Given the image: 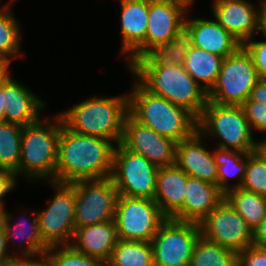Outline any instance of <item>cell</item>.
Returning <instances> with one entry per match:
<instances>
[{
  "instance_id": "obj_26",
  "label": "cell",
  "mask_w": 266,
  "mask_h": 266,
  "mask_svg": "<svg viewBox=\"0 0 266 266\" xmlns=\"http://www.w3.org/2000/svg\"><path fill=\"white\" fill-rule=\"evenodd\" d=\"M223 57L191 45L184 61V69L209 92L215 85L221 70Z\"/></svg>"
},
{
  "instance_id": "obj_3",
  "label": "cell",
  "mask_w": 266,
  "mask_h": 266,
  "mask_svg": "<svg viewBox=\"0 0 266 266\" xmlns=\"http://www.w3.org/2000/svg\"><path fill=\"white\" fill-rule=\"evenodd\" d=\"M129 114L128 95L88 98L59 113L63 125L80 134L100 137L117 145Z\"/></svg>"
},
{
  "instance_id": "obj_41",
  "label": "cell",
  "mask_w": 266,
  "mask_h": 266,
  "mask_svg": "<svg viewBox=\"0 0 266 266\" xmlns=\"http://www.w3.org/2000/svg\"><path fill=\"white\" fill-rule=\"evenodd\" d=\"M253 241L258 247L266 248V216L253 230Z\"/></svg>"
},
{
  "instance_id": "obj_5",
  "label": "cell",
  "mask_w": 266,
  "mask_h": 266,
  "mask_svg": "<svg viewBox=\"0 0 266 266\" xmlns=\"http://www.w3.org/2000/svg\"><path fill=\"white\" fill-rule=\"evenodd\" d=\"M23 126L18 176L27 180L56 181L58 140L63 122L59 114ZM53 122V123H52Z\"/></svg>"
},
{
  "instance_id": "obj_32",
  "label": "cell",
  "mask_w": 266,
  "mask_h": 266,
  "mask_svg": "<svg viewBox=\"0 0 266 266\" xmlns=\"http://www.w3.org/2000/svg\"><path fill=\"white\" fill-rule=\"evenodd\" d=\"M23 126L10 122L0 123V166L18 177Z\"/></svg>"
},
{
  "instance_id": "obj_40",
  "label": "cell",
  "mask_w": 266,
  "mask_h": 266,
  "mask_svg": "<svg viewBox=\"0 0 266 266\" xmlns=\"http://www.w3.org/2000/svg\"><path fill=\"white\" fill-rule=\"evenodd\" d=\"M246 101H256L266 104V79H259Z\"/></svg>"
},
{
  "instance_id": "obj_9",
  "label": "cell",
  "mask_w": 266,
  "mask_h": 266,
  "mask_svg": "<svg viewBox=\"0 0 266 266\" xmlns=\"http://www.w3.org/2000/svg\"><path fill=\"white\" fill-rule=\"evenodd\" d=\"M166 219L153 199L118 196L114 219L118 239L151 242Z\"/></svg>"
},
{
  "instance_id": "obj_28",
  "label": "cell",
  "mask_w": 266,
  "mask_h": 266,
  "mask_svg": "<svg viewBox=\"0 0 266 266\" xmlns=\"http://www.w3.org/2000/svg\"><path fill=\"white\" fill-rule=\"evenodd\" d=\"M215 149V151L213 150V154L218 167V187L224 193L234 188H240L246 174L247 155L249 153L218 147ZM230 178H236V183H228Z\"/></svg>"
},
{
  "instance_id": "obj_50",
  "label": "cell",
  "mask_w": 266,
  "mask_h": 266,
  "mask_svg": "<svg viewBox=\"0 0 266 266\" xmlns=\"http://www.w3.org/2000/svg\"><path fill=\"white\" fill-rule=\"evenodd\" d=\"M187 1L193 5L195 0H187Z\"/></svg>"
},
{
  "instance_id": "obj_27",
  "label": "cell",
  "mask_w": 266,
  "mask_h": 266,
  "mask_svg": "<svg viewBox=\"0 0 266 266\" xmlns=\"http://www.w3.org/2000/svg\"><path fill=\"white\" fill-rule=\"evenodd\" d=\"M224 200L254 230L266 216V197L240 188L224 193Z\"/></svg>"
},
{
  "instance_id": "obj_19",
  "label": "cell",
  "mask_w": 266,
  "mask_h": 266,
  "mask_svg": "<svg viewBox=\"0 0 266 266\" xmlns=\"http://www.w3.org/2000/svg\"><path fill=\"white\" fill-rule=\"evenodd\" d=\"M205 138L198 131L189 139L177 142L175 164L188 176L218 186V167L213 151L202 143Z\"/></svg>"
},
{
  "instance_id": "obj_6",
  "label": "cell",
  "mask_w": 266,
  "mask_h": 266,
  "mask_svg": "<svg viewBox=\"0 0 266 266\" xmlns=\"http://www.w3.org/2000/svg\"><path fill=\"white\" fill-rule=\"evenodd\" d=\"M198 132L205 138L218 137V148L242 153L254 151L256 141L253 131L239 105H221L208 101L198 118Z\"/></svg>"
},
{
  "instance_id": "obj_23",
  "label": "cell",
  "mask_w": 266,
  "mask_h": 266,
  "mask_svg": "<svg viewBox=\"0 0 266 266\" xmlns=\"http://www.w3.org/2000/svg\"><path fill=\"white\" fill-rule=\"evenodd\" d=\"M188 175L176 164L159 167L155 202L166 218H173L183 207Z\"/></svg>"
},
{
  "instance_id": "obj_30",
  "label": "cell",
  "mask_w": 266,
  "mask_h": 266,
  "mask_svg": "<svg viewBox=\"0 0 266 266\" xmlns=\"http://www.w3.org/2000/svg\"><path fill=\"white\" fill-rule=\"evenodd\" d=\"M189 266H238V253L200 236Z\"/></svg>"
},
{
  "instance_id": "obj_46",
  "label": "cell",
  "mask_w": 266,
  "mask_h": 266,
  "mask_svg": "<svg viewBox=\"0 0 266 266\" xmlns=\"http://www.w3.org/2000/svg\"><path fill=\"white\" fill-rule=\"evenodd\" d=\"M6 206H0V232L5 230L7 211Z\"/></svg>"
},
{
  "instance_id": "obj_39",
  "label": "cell",
  "mask_w": 266,
  "mask_h": 266,
  "mask_svg": "<svg viewBox=\"0 0 266 266\" xmlns=\"http://www.w3.org/2000/svg\"><path fill=\"white\" fill-rule=\"evenodd\" d=\"M17 184L16 174L7 169L0 170V206H5L2 200Z\"/></svg>"
},
{
  "instance_id": "obj_7",
  "label": "cell",
  "mask_w": 266,
  "mask_h": 266,
  "mask_svg": "<svg viewBox=\"0 0 266 266\" xmlns=\"http://www.w3.org/2000/svg\"><path fill=\"white\" fill-rule=\"evenodd\" d=\"M259 79L250 53L241 45L232 55L223 59L217 81L208 92V101L241 106Z\"/></svg>"
},
{
  "instance_id": "obj_4",
  "label": "cell",
  "mask_w": 266,
  "mask_h": 266,
  "mask_svg": "<svg viewBox=\"0 0 266 266\" xmlns=\"http://www.w3.org/2000/svg\"><path fill=\"white\" fill-rule=\"evenodd\" d=\"M130 73L146 90L184 107L197 118L208 102L205 91L184 69L175 66H129Z\"/></svg>"
},
{
  "instance_id": "obj_49",
  "label": "cell",
  "mask_w": 266,
  "mask_h": 266,
  "mask_svg": "<svg viewBox=\"0 0 266 266\" xmlns=\"http://www.w3.org/2000/svg\"><path fill=\"white\" fill-rule=\"evenodd\" d=\"M104 266H112L109 262H105Z\"/></svg>"
},
{
  "instance_id": "obj_12",
  "label": "cell",
  "mask_w": 266,
  "mask_h": 266,
  "mask_svg": "<svg viewBox=\"0 0 266 266\" xmlns=\"http://www.w3.org/2000/svg\"><path fill=\"white\" fill-rule=\"evenodd\" d=\"M74 189L76 228L115 219L119 194L111 177L77 181Z\"/></svg>"
},
{
  "instance_id": "obj_16",
  "label": "cell",
  "mask_w": 266,
  "mask_h": 266,
  "mask_svg": "<svg viewBox=\"0 0 266 266\" xmlns=\"http://www.w3.org/2000/svg\"><path fill=\"white\" fill-rule=\"evenodd\" d=\"M121 53L128 66L145 54V36L149 13V0H120ZM126 57H125V56Z\"/></svg>"
},
{
  "instance_id": "obj_13",
  "label": "cell",
  "mask_w": 266,
  "mask_h": 266,
  "mask_svg": "<svg viewBox=\"0 0 266 266\" xmlns=\"http://www.w3.org/2000/svg\"><path fill=\"white\" fill-rule=\"evenodd\" d=\"M199 226L203 238L237 253L255 245L253 229L225 200Z\"/></svg>"
},
{
  "instance_id": "obj_17",
  "label": "cell",
  "mask_w": 266,
  "mask_h": 266,
  "mask_svg": "<svg viewBox=\"0 0 266 266\" xmlns=\"http://www.w3.org/2000/svg\"><path fill=\"white\" fill-rule=\"evenodd\" d=\"M215 20L242 45L259 33V6L247 0H214Z\"/></svg>"
},
{
  "instance_id": "obj_10",
  "label": "cell",
  "mask_w": 266,
  "mask_h": 266,
  "mask_svg": "<svg viewBox=\"0 0 266 266\" xmlns=\"http://www.w3.org/2000/svg\"><path fill=\"white\" fill-rule=\"evenodd\" d=\"M200 236L199 223L167 218L151 241L154 266H189Z\"/></svg>"
},
{
  "instance_id": "obj_34",
  "label": "cell",
  "mask_w": 266,
  "mask_h": 266,
  "mask_svg": "<svg viewBox=\"0 0 266 266\" xmlns=\"http://www.w3.org/2000/svg\"><path fill=\"white\" fill-rule=\"evenodd\" d=\"M241 188L266 197V161L253 152L247 155L246 174Z\"/></svg>"
},
{
  "instance_id": "obj_35",
  "label": "cell",
  "mask_w": 266,
  "mask_h": 266,
  "mask_svg": "<svg viewBox=\"0 0 266 266\" xmlns=\"http://www.w3.org/2000/svg\"><path fill=\"white\" fill-rule=\"evenodd\" d=\"M251 129L266 134V104L245 101L241 105Z\"/></svg>"
},
{
  "instance_id": "obj_45",
  "label": "cell",
  "mask_w": 266,
  "mask_h": 266,
  "mask_svg": "<svg viewBox=\"0 0 266 266\" xmlns=\"http://www.w3.org/2000/svg\"><path fill=\"white\" fill-rule=\"evenodd\" d=\"M4 100H3V80L0 82V123L5 122V115H4Z\"/></svg>"
},
{
  "instance_id": "obj_25",
  "label": "cell",
  "mask_w": 266,
  "mask_h": 266,
  "mask_svg": "<svg viewBox=\"0 0 266 266\" xmlns=\"http://www.w3.org/2000/svg\"><path fill=\"white\" fill-rule=\"evenodd\" d=\"M33 214L35 215L31 222L30 220L22 217L20 221L17 223L15 222V224L12 225L11 221H13V217L7 211L5 233L8 248L10 247L9 243H11L13 240L16 241L17 239V241H19L18 248H23L22 251H20L22 252L20 255H43L49 249V246L42 239L38 223V216L35 212ZM25 240L26 244L23 246L22 244L25 243Z\"/></svg>"
},
{
  "instance_id": "obj_43",
  "label": "cell",
  "mask_w": 266,
  "mask_h": 266,
  "mask_svg": "<svg viewBox=\"0 0 266 266\" xmlns=\"http://www.w3.org/2000/svg\"><path fill=\"white\" fill-rule=\"evenodd\" d=\"M8 244L6 239V233L5 230L0 232V263L10 258L13 252H8Z\"/></svg>"
},
{
  "instance_id": "obj_31",
  "label": "cell",
  "mask_w": 266,
  "mask_h": 266,
  "mask_svg": "<svg viewBox=\"0 0 266 266\" xmlns=\"http://www.w3.org/2000/svg\"><path fill=\"white\" fill-rule=\"evenodd\" d=\"M11 9L0 11V61L8 65L13 58L23 57L20 50L22 32Z\"/></svg>"
},
{
  "instance_id": "obj_36",
  "label": "cell",
  "mask_w": 266,
  "mask_h": 266,
  "mask_svg": "<svg viewBox=\"0 0 266 266\" xmlns=\"http://www.w3.org/2000/svg\"><path fill=\"white\" fill-rule=\"evenodd\" d=\"M261 41L247 40L243 46L250 53L260 79H266V38Z\"/></svg>"
},
{
  "instance_id": "obj_11",
  "label": "cell",
  "mask_w": 266,
  "mask_h": 266,
  "mask_svg": "<svg viewBox=\"0 0 266 266\" xmlns=\"http://www.w3.org/2000/svg\"><path fill=\"white\" fill-rule=\"evenodd\" d=\"M158 169L142 155L116 145L111 178L119 195L154 200Z\"/></svg>"
},
{
  "instance_id": "obj_24",
  "label": "cell",
  "mask_w": 266,
  "mask_h": 266,
  "mask_svg": "<svg viewBox=\"0 0 266 266\" xmlns=\"http://www.w3.org/2000/svg\"><path fill=\"white\" fill-rule=\"evenodd\" d=\"M191 45V37L184 30L170 42L153 46L130 66L183 65Z\"/></svg>"
},
{
  "instance_id": "obj_22",
  "label": "cell",
  "mask_w": 266,
  "mask_h": 266,
  "mask_svg": "<svg viewBox=\"0 0 266 266\" xmlns=\"http://www.w3.org/2000/svg\"><path fill=\"white\" fill-rule=\"evenodd\" d=\"M118 241L115 220L75 228L69 244L84 255L101 259L104 263L111 258Z\"/></svg>"
},
{
  "instance_id": "obj_21",
  "label": "cell",
  "mask_w": 266,
  "mask_h": 266,
  "mask_svg": "<svg viewBox=\"0 0 266 266\" xmlns=\"http://www.w3.org/2000/svg\"><path fill=\"white\" fill-rule=\"evenodd\" d=\"M223 200L217 185L188 176L183 207L172 219L200 223Z\"/></svg>"
},
{
  "instance_id": "obj_1",
  "label": "cell",
  "mask_w": 266,
  "mask_h": 266,
  "mask_svg": "<svg viewBox=\"0 0 266 266\" xmlns=\"http://www.w3.org/2000/svg\"><path fill=\"white\" fill-rule=\"evenodd\" d=\"M115 148L110 140L73 132L62 125L56 182L74 183L111 177Z\"/></svg>"
},
{
  "instance_id": "obj_37",
  "label": "cell",
  "mask_w": 266,
  "mask_h": 266,
  "mask_svg": "<svg viewBox=\"0 0 266 266\" xmlns=\"http://www.w3.org/2000/svg\"><path fill=\"white\" fill-rule=\"evenodd\" d=\"M238 266H266V248L254 245L239 252Z\"/></svg>"
},
{
  "instance_id": "obj_48",
  "label": "cell",
  "mask_w": 266,
  "mask_h": 266,
  "mask_svg": "<svg viewBox=\"0 0 266 266\" xmlns=\"http://www.w3.org/2000/svg\"><path fill=\"white\" fill-rule=\"evenodd\" d=\"M11 1H13V0H10L9 3H6L7 5H4L5 7H2V8L0 7V9H1L0 11L5 10V9L11 7V6H10V5H11V4H10ZM0 2H1V0H0Z\"/></svg>"
},
{
  "instance_id": "obj_20",
  "label": "cell",
  "mask_w": 266,
  "mask_h": 266,
  "mask_svg": "<svg viewBox=\"0 0 266 266\" xmlns=\"http://www.w3.org/2000/svg\"><path fill=\"white\" fill-rule=\"evenodd\" d=\"M185 31L191 37L193 46L226 58L242 44L226 31L214 18H187Z\"/></svg>"
},
{
  "instance_id": "obj_14",
  "label": "cell",
  "mask_w": 266,
  "mask_h": 266,
  "mask_svg": "<svg viewBox=\"0 0 266 266\" xmlns=\"http://www.w3.org/2000/svg\"><path fill=\"white\" fill-rule=\"evenodd\" d=\"M120 144L129 151L142 155L157 167L175 164L177 142L142 125L130 114L125 119Z\"/></svg>"
},
{
  "instance_id": "obj_15",
  "label": "cell",
  "mask_w": 266,
  "mask_h": 266,
  "mask_svg": "<svg viewBox=\"0 0 266 266\" xmlns=\"http://www.w3.org/2000/svg\"><path fill=\"white\" fill-rule=\"evenodd\" d=\"M187 0H149L145 53L155 45L170 42L185 30Z\"/></svg>"
},
{
  "instance_id": "obj_8",
  "label": "cell",
  "mask_w": 266,
  "mask_h": 266,
  "mask_svg": "<svg viewBox=\"0 0 266 266\" xmlns=\"http://www.w3.org/2000/svg\"><path fill=\"white\" fill-rule=\"evenodd\" d=\"M55 195L45 210L37 213L40 233L48 246L69 245L75 231L76 192L74 183L47 181Z\"/></svg>"
},
{
  "instance_id": "obj_44",
  "label": "cell",
  "mask_w": 266,
  "mask_h": 266,
  "mask_svg": "<svg viewBox=\"0 0 266 266\" xmlns=\"http://www.w3.org/2000/svg\"><path fill=\"white\" fill-rule=\"evenodd\" d=\"M253 153L262 161H266V138L255 142Z\"/></svg>"
},
{
  "instance_id": "obj_33",
  "label": "cell",
  "mask_w": 266,
  "mask_h": 266,
  "mask_svg": "<svg viewBox=\"0 0 266 266\" xmlns=\"http://www.w3.org/2000/svg\"><path fill=\"white\" fill-rule=\"evenodd\" d=\"M44 256L47 266H104L101 259L84 255L70 245L49 246Z\"/></svg>"
},
{
  "instance_id": "obj_47",
  "label": "cell",
  "mask_w": 266,
  "mask_h": 266,
  "mask_svg": "<svg viewBox=\"0 0 266 266\" xmlns=\"http://www.w3.org/2000/svg\"><path fill=\"white\" fill-rule=\"evenodd\" d=\"M10 65L6 63H2L0 65V82L3 80V78L9 73L8 68Z\"/></svg>"
},
{
  "instance_id": "obj_42",
  "label": "cell",
  "mask_w": 266,
  "mask_h": 266,
  "mask_svg": "<svg viewBox=\"0 0 266 266\" xmlns=\"http://www.w3.org/2000/svg\"><path fill=\"white\" fill-rule=\"evenodd\" d=\"M259 33L266 38V0L259 1Z\"/></svg>"
},
{
  "instance_id": "obj_2",
  "label": "cell",
  "mask_w": 266,
  "mask_h": 266,
  "mask_svg": "<svg viewBox=\"0 0 266 266\" xmlns=\"http://www.w3.org/2000/svg\"><path fill=\"white\" fill-rule=\"evenodd\" d=\"M129 98V114L139 123L176 142L198 131V118L184 107L146 90L135 80Z\"/></svg>"
},
{
  "instance_id": "obj_18",
  "label": "cell",
  "mask_w": 266,
  "mask_h": 266,
  "mask_svg": "<svg viewBox=\"0 0 266 266\" xmlns=\"http://www.w3.org/2000/svg\"><path fill=\"white\" fill-rule=\"evenodd\" d=\"M11 77L10 72L3 78V100L5 121L30 125L41 119V111L46 104L34 92Z\"/></svg>"
},
{
  "instance_id": "obj_29",
  "label": "cell",
  "mask_w": 266,
  "mask_h": 266,
  "mask_svg": "<svg viewBox=\"0 0 266 266\" xmlns=\"http://www.w3.org/2000/svg\"><path fill=\"white\" fill-rule=\"evenodd\" d=\"M108 262L112 266H154L152 243L118 239Z\"/></svg>"
},
{
  "instance_id": "obj_38",
  "label": "cell",
  "mask_w": 266,
  "mask_h": 266,
  "mask_svg": "<svg viewBox=\"0 0 266 266\" xmlns=\"http://www.w3.org/2000/svg\"><path fill=\"white\" fill-rule=\"evenodd\" d=\"M0 266H47L43 255H14L0 263Z\"/></svg>"
}]
</instances>
